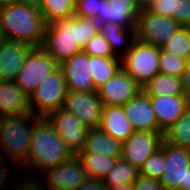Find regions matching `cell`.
<instances>
[{
  "instance_id": "d590c367",
  "label": "cell",
  "mask_w": 190,
  "mask_h": 190,
  "mask_svg": "<svg viewBox=\"0 0 190 190\" xmlns=\"http://www.w3.org/2000/svg\"><path fill=\"white\" fill-rule=\"evenodd\" d=\"M23 176L21 178L18 177V181L16 182L13 190H46L44 183L40 181V179H36L37 176ZM39 181V182H38Z\"/></svg>"
},
{
  "instance_id": "6da1fadb",
  "label": "cell",
  "mask_w": 190,
  "mask_h": 190,
  "mask_svg": "<svg viewBox=\"0 0 190 190\" xmlns=\"http://www.w3.org/2000/svg\"><path fill=\"white\" fill-rule=\"evenodd\" d=\"M99 31V25L94 19L74 15L48 23L41 47L61 65L83 50Z\"/></svg>"
},
{
  "instance_id": "e575fe53",
  "label": "cell",
  "mask_w": 190,
  "mask_h": 190,
  "mask_svg": "<svg viewBox=\"0 0 190 190\" xmlns=\"http://www.w3.org/2000/svg\"><path fill=\"white\" fill-rule=\"evenodd\" d=\"M101 0H76L75 15L80 18L96 19L100 13Z\"/></svg>"
},
{
  "instance_id": "ac0fdd59",
  "label": "cell",
  "mask_w": 190,
  "mask_h": 190,
  "mask_svg": "<svg viewBox=\"0 0 190 190\" xmlns=\"http://www.w3.org/2000/svg\"><path fill=\"white\" fill-rule=\"evenodd\" d=\"M31 48L29 44L10 39L0 42V80H15Z\"/></svg>"
},
{
  "instance_id": "484cf974",
  "label": "cell",
  "mask_w": 190,
  "mask_h": 190,
  "mask_svg": "<svg viewBox=\"0 0 190 190\" xmlns=\"http://www.w3.org/2000/svg\"><path fill=\"white\" fill-rule=\"evenodd\" d=\"M163 138L169 145L190 149V105L184 113L163 132Z\"/></svg>"
},
{
  "instance_id": "e0dca14e",
  "label": "cell",
  "mask_w": 190,
  "mask_h": 190,
  "mask_svg": "<svg viewBox=\"0 0 190 190\" xmlns=\"http://www.w3.org/2000/svg\"><path fill=\"white\" fill-rule=\"evenodd\" d=\"M123 110L134 131H160L149 95L143 89L123 105Z\"/></svg>"
},
{
  "instance_id": "f35d334b",
  "label": "cell",
  "mask_w": 190,
  "mask_h": 190,
  "mask_svg": "<svg viewBox=\"0 0 190 190\" xmlns=\"http://www.w3.org/2000/svg\"><path fill=\"white\" fill-rule=\"evenodd\" d=\"M5 158L6 157L0 153V190H4L7 187L10 178L8 177V163H6L8 159Z\"/></svg>"
},
{
  "instance_id": "cb8c5ba5",
  "label": "cell",
  "mask_w": 190,
  "mask_h": 190,
  "mask_svg": "<svg viewBox=\"0 0 190 190\" xmlns=\"http://www.w3.org/2000/svg\"><path fill=\"white\" fill-rule=\"evenodd\" d=\"M148 11L174 18L183 27H190V0H156Z\"/></svg>"
},
{
  "instance_id": "7c38bea8",
  "label": "cell",
  "mask_w": 190,
  "mask_h": 190,
  "mask_svg": "<svg viewBox=\"0 0 190 190\" xmlns=\"http://www.w3.org/2000/svg\"><path fill=\"white\" fill-rule=\"evenodd\" d=\"M163 141L161 131H135L122 142L121 158L140 170L145 160L161 148Z\"/></svg>"
},
{
  "instance_id": "83f0119b",
  "label": "cell",
  "mask_w": 190,
  "mask_h": 190,
  "mask_svg": "<svg viewBox=\"0 0 190 190\" xmlns=\"http://www.w3.org/2000/svg\"><path fill=\"white\" fill-rule=\"evenodd\" d=\"M76 0H41L40 12L45 22L73 17Z\"/></svg>"
},
{
  "instance_id": "52a82bcc",
  "label": "cell",
  "mask_w": 190,
  "mask_h": 190,
  "mask_svg": "<svg viewBox=\"0 0 190 190\" xmlns=\"http://www.w3.org/2000/svg\"><path fill=\"white\" fill-rule=\"evenodd\" d=\"M60 65L42 47H32L14 82L30 97L38 84Z\"/></svg>"
},
{
  "instance_id": "4dcf8cb0",
  "label": "cell",
  "mask_w": 190,
  "mask_h": 190,
  "mask_svg": "<svg viewBox=\"0 0 190 190\" xmlns=\"http://www.w3.org/2000/svg\"><path fill=\"white\" fill-rule=\"evenodd\" d=\"M163 51L184 59L190 55V27H182L161 47Z\"/></svg>"
},
{
  "instance_id": "2e32d148",
  "label": "cell",
  "mask_w": 190,
  "mask_h": 190,
  "mask_svg": "<svg viewBox=\"0 0 190 190\" xmlns=\"http://www.w3.org/2000/svg\"><path fill=\"white\" fill-rule=\"evenodd\" d=\"M150 103L161 132L168 129L190 105L184 95H149Z\"/></svg>"
},
{
  "instance_id": "f6af8a7d",
  "label": "cell",
  "mask_w": 190,
  "mask_h": 190,
  "mask_svg": "<svg viewBox=\"0 0 190 190\" xmlns=\"http://www.w3.org/2000/svg\"><path fill=\"white\" fill-rule=\"evenodd\" d=\"M181 190H190V167H188L185 177V185H181Z\"/></svg>"
},
{
  "instance_id": "8fae6325",
  "label": "cell",
  "mask_w": 190,
  "mask_h": 190,
  "mask_svg": "<svg viewBox=\"0 0 190 190\" xmlns=\"http://www.w3.org/2000/svg\"><path fill=\"white\" fill-rule=\"evenodd\" d=\"M66 146L77 155L84 147L90 128L74 114L60 108L46 117Z\"/></svg>"
},
{
  "instance_id": "277c9868",
  "label": "cell",
  "mask_w": 190,
  "mask_h": 190,
  "mask_svg": "<svg viewBox=\"0 0 190 190\" xmlns=\"http://www.w3.org/2000/svg\"><path fill=\"white\" fill-rule=\"evenodd\" d=\"M39 118L32 113L2 117L0 153L22 166L28 160L33 124Z\"/></svg>"
},
{
  "instance_id": "9a60e30c",
  "label": "cell",
  "mask_w": 190,
  "mask_h": 190,
  "mask_svg": "<svg viewBox=\"0 0 190 190\" xmlns=\"http://www.w3.org/2000/svg\"><path fill=\"white\" fill-rule=\"evenodd\" d=\"M60 68L64 74L67 91H97L90 74V55L83 50L63 62Z\"/></svg>"
},
{
  "instance_id": "836d02e7",
  "label": "cell",
  "mask_w": 190,
  "mask_h": 190,
  "mask_svg": "<svg viewBox=\"0 0 190 190\" xmlns=\"http://www.w3.org/2000/svg\"><path fill=\"white\" fill-rule=\"evenodd\" d=\"M83 51L90 56L117 57L100 31L87 43Z\"/></svg>"
},
{
  "instance_id": "8d00e7d4",
  "label": "cell",
  "mask_w": 190,
  "mask_h": 190,
  "mask_svg": "<svg viewBox=\"0 0 190 190\" xmlns=\"http://www.w3.org/2000/svg\"><path fill=\"white\" fill-rule=\"evenodd\" d=\"M134 190H164L160 181L139 174L133 182Z\"/></svg>"
},
{
  "instance_id": "7402d4cb",
  "label": "cell",
  "mask_w": 190,
  "mask_h": 190,
  "mask_svg": "<svg viewBox=\"0 0 190 190\" xmlns=\"http://www.w3.org/2000/svg\"><path fill=\"white\" fill-rule=\"evenodd\" d=\"M139 12L138 7L110 6L107 0H101L100 13H97L95 21L98 25L112 22L124 29H136Z\"/></svg>"
},
{
  "instance_id": "f546056e",
  "label": "cell",
  "mask_w": 190,
  "mask_h": 190,
  "mask_svg": "<svg viewBox=\"0 0 190 190\" xmlns=\"http://www.w3.org/2000/svg\"><path fill=\"white\" fill-rule=\"evenodd\" d=\"M139 176V170L122 158L117 159L113 168L104 178L107 187L133 183Z\"/></svg>"
},
{
  "instance_id": "5bb4252c",
  "label": "cell",
  "mask_w": 190,
  "mask_h": 190,
  "mask_svg": "<svg viewBox=\"0 0 190 190\" xmlns=\"http://www.w3.org/2000/svg\"><path fill=\"white\" fill-rule=\"evenodd\" d=\"M142 88L121 68L112 78L97 89L104 106H123Z\"/></svg>"
},
{
  "instance_id": "d4e9b609",
  "label": "cell",
  "mask_w": 190,
  "mask_h": 190,
  "mask_svg": "<svg viewBox=\"0 0 190 190\" xmlns=\"http://www.w3.org/2000/svg\"><path fill=\"white\" fill-rule=\"evenodd\" d=\"M122 68L118 57L90 56V74L97 90Z\"/></svg>"
},
{
  "instance_id": "7bdbcfd3",
  "label": "cell",
  "mask_w": 190,
  "mask_h": 190,
  "mask_svg": "<svg viewBox=\"0 0 190 190\" xmlns=\"http://www.w3.org/2000/svg\"><path fill=\"white\" fill-rule=\"evenodd\" d=\"M16 3H20L25 6H31V7H36L40 8L41 6V0H14Z\"/></svg>"
},
{
  "instance_id": "5b68a950",
  "label": "cell",
  "mask_w": 190,
  "mask_h": 190,
  "mask_svg": "<svg viewBox=\"0 0 190 190\" xmlns=\"http://www.w3.org/2000/svg\"><path fill=\"white\" fill-rule=\"evenodd\" d=\"M67 93L62 69L59 67L43 79L29 97L30 113L37 117H47L63 108Z\"/></svg>"
},
{
  "instance_id": "74e56055",
  "label": "cell",
  "mask_w": 190,
  "mask_h": 190,
  "mask_svg": "<svg viewBox=\"0 0 190 190\" xmlns=\"http://www.w3.org/2000/svg\"><path fill=\"white\" fill-rule=\"evenodd\" d=\"M77 190H108L104 179L87 178Z\"/></svg>"
},
{
  "instance_id": "ab89813d",
  "label": "cell",
  "mask_w": 190,
  "mask_h": 190,
  "mask_svg": "<svg viewBox=\"0 0 190 190\" xmlns=\"http://www.w3.org/2000/svg\"><path fill=\"white\" fill-rule=\"evenodd\" d=\"M183 94L190 100V55L185 61V72L181 78Z\"/></svg>"
},
{
  "instance_id": "d6a6232c",
  "label": "cell",
  "mask_w": 190,
  "mask_h": 190,
  "mask_svg": "<svg viewBox=\"0 0 190 190\" xmlns=\"http://www.w3.org/2000/svg\"><path fill=\"white\" fill-rule=\"evenodd\" d=\"M165 168L164 159V141L161 148L155 153L151 154L143 163L139 170V174L152 179H157L160 181Z\"/></svg>"
},
{
  "instance_id": "4316f807",
  "label": "cell",
  "mask_w": 190,
  "mask_h": 190,
  "mask_svg": "<svg viewBox=\"0 0 190 190\" xmlns=\"http://www.w3.org/2000/svg\"><path fill=\"white\" fill-rule=\"evenodd\" d=\"M148 95H184L182 80L168 74H156L143 88Z\"/></svg>"
},
{
  "instance_id": "ba28073f",
  "label": "cell",
  "mask_w": 190,
  "mask_h": 190,
  "mask_svg": "<svg viewBox=\"0 0 190 190\" xmlns=\"http://www.w3.org/2000/svg\"><path fill=\"white\" fill-rule=\"evenodd\" d=\"M182 27L174 18L141 10L137 16L136 39L161 48Z\"/></svg>"
},
{
  "instance_id": "60d3db41",
  "label": "cell",
  "mask_w": 190,
  "mask_h": 190,
  "mask_svg": "<svg viewBox=\"0 0 190 190\" xmlns=\"http://www.w3.org/2000/svg\"><path fill=\"white\" fill-rule=\"evenodd\" d=\"M110 6L137 7L135 0H107Z\"/></svg>"
},
{
  "instance_id": "8992f818",
  "label": "cell",
  "mask_w": 190,
  "mask_h": 190,
  "mask_svg": "<svg viewBox=\"0 0 190 190\" xmlns=\"http://www.w3.org/2000/svg\"><path fill=\"white\" fill-rule=\"evenodd\" d=\"M121 61L122 68L143 88L159 73V48L135 39Z\"/></svg>"
},
{
  "instance_id": "1f68e13d",
  "label": "cell",
  "mask_w": 190,
  "mask_h": 190,
  "mask_svg": "<svg viewBox=\"0 0 190 190\" xmlns=\"http://www.w3.org/2000/svg\"><path fill=\"white\" fill-rule=\"evenodd\" d=\"M186 59L159 48V72L182 78Z\"/></svg>"
},
{
  "instance_id": "d6986e66",
  "label": "cell",
  "mask_w": 190,
  "mask_h": 190,
  "mask_svg": "<svg viewBox=\"0 0 190 190\" xmlns=\"http://www.w3.org/2000/svg\"><path fill=\"white\" fill-rule=\"evenodd\" d=\"M27 113L29 96L14 81L0 80V118Z\"/></svg>"
},
{
  "instance_id": "7dc6e473",
  "label": "cell",
  "mask_w": 190,
  "mask_h": 190,
  "mask_svg": "<svg viewBox=\"0 0 190 190\" xmlns=\"http://www.w3.org/2000/svg\"><path fill=\"white\" fill-rule=\"evenodd\" d=\"M5 39L2 28L0 26V42H2Z\"/></svg>"
},
{
  "instance_id": "44dd1931",
  "label": "cell",
  "mask_w": 190,
  "mask_h": 190,
  "mask_svg": "<svg viewBox=\"0 0 190 190\" xmlns=\"http://www.w3.org/2000/svg\"><path fill=\"white\" fill-rule=\"evenodd\" d=\"M99 128L121 142L126 141L135 132L123 106H104Z\"/></svg>"
},
{
  "instance_id": "30bf717a",
  "label": "cell",
  "mask_w": 190,
  "mask_h": 190,
  "mask_svg": "<svg viewBox=\"0 0 190 190\" xmlns=\"http://www.w3.org/2000/svg\"><path fill=\"white\" fill-rule=\"evenodd\" d=\"M104 104L97 91H67L63 109L74 114L89 128H98L102 120Z\"/></svg>"
},
{
  "instance_id": "3957f363",
  "label": "cell",
  "mask_w": 190,
  "mask_h": 190,
  "mask_svg": "<svg viewBox=\"0 0 190 190\" xmlns=\"http://www.w3.org/2000/svg\"><path fill=\"white\" fill-rule=\"evenodd\" d=\"M46 25L40 8L13 2L0 9V26L5 39L41 47Z\"/></svg>"
},
{
  "instance_id": "b9f144b4",
  "label": "cell",
  "mask_w": 190,
  "mask_h": 190,
  "mask_svg": "<svg viewBox=\"0 0 190 190\" xmlns=\"http://www.w3.org/2000/svg\"><path fill=\"white\" fill-rule=\"evenodd\" d=\"M138 9L141 10H148L149 7L156 1V0H135Z\"/></svg>"
},
{
  "instance_id": "ee69618b",
  "label": "cell",
  "mask_w": 190,
  "mask_h": 190,
  "mask_svg": "<svg viewBox=\"0 0 190 190\" xmlns=\"http://www.w3.org/2000/svg\"><path fill=\"white\" fill-rule=\"evenodd\" d=\"M108 190H134L133 183L121 184L114 187H108Z\"/></svg>"
},
{
  "instance_id": "f1b7e54d",
  "label": "cell",
  "mask_w": 190,
  "mask_h": 190,
  "mask_svg": "<svg viewBox=\"0 0 190 190\" xmlns=\"http://www.w3.org/2000/svg\"><path fill=\"white\" fill-rule=\"evenodd\" d=\"M81 159L89 178L104 179L113 168L117 159L97 154H77Z\"/></svg>"
},
{
  "instance_id": "ffe728a7",
  "label": "cell",
  "mask_w": 190,
  "mask_h": 190,
  "mask_svg": "<svg viewBox=\"0 0 190 190\" xmlns=\"http://www.w3.org/2000/svg\"><path fill=\"white\" fill-rule=\"evenodd\" d=\"M121 158L122 142L105 133L101 128H90L83 149L78 154H97Z\"/></svg>"
},
{
  "instance_id": "bcb514c9",
  "label": "cell",
  "mask_w": 190,
  "mask_h": 190,
  "mask_svg": "<svg viewBox=\"0 0 190 190\" xmlns=\"http://www.w3.org/2000/svg\"><path fill=\"white\" fill-rule=\"evenodd\" d=\"M14 0H0V9L12 4Z\"/></svg>"
},
{
  "instance_id": "603a6c76",
  "label": "cell",
  "mask_w": 190,
  "mask_h": 190,
  "mask_svg": "<svg viewBox=\"0 0 190 190\" xmlns=\"http://www.w3.org/2000/svg\"><path fill=\"white\" fill-rule=\"evenodd\" d=\"M99 28L100 33L110 44L114 55L120 59L127 53L133 41L136 39V29H124L123 27L118 26L112 22L102 23L99 25ZM123 45H127L125 46L126 48H124ZM121 48L123 50H121Z\"/></svg>"
},
{
  "instance_id": "4fadbf2b",
  "label": "cell",
  "mask_w": 190,
  "mask_h": 190,
  "mask_svg": "<svg viewBox=\"0 0 190 190\" xmlns=\"http://www.w3.org/2000/svg\"><path fill=\"white\" fill-rule=\"evenodd\" d=\"M165 168L160 183L164 190H181L190 167V149L169 145L164 141Z\"/></svg>"
},
{
  "instance_id": "9c48e42d",
  "label": "cell",
  "mask_w": 190,
  "mask_h": 190,
  "mask_svg": "<svg viewBox=\"0 0 190 190\" xmlns=\"http://www.w3.org/2000/svg\"><path fill=\"white\" fill-rule=\"evenodd\" d=\"M43 174L46 178V190H77L87 179L88 174L78 155L57 166L46 169Z\"/></svg>"
},
{
  "instance_id": "7a4b0ae2",
  "label": "cell",
  "mask_w": 190,
  "mask_h": 190,
  "mask_svg": "<svg viewBox=\"0 0 190 190\" xmlns=\"http://www.w3.org/2000/svg\"><path fill=\"white\" fill-rule=\"evenodd\" d=\"M73 155L49 120L40 117L33 124L30 152L23 166L34 171L40 169L43 173L50 167L64 163Z\"/></svg>"
}]
</instances>
